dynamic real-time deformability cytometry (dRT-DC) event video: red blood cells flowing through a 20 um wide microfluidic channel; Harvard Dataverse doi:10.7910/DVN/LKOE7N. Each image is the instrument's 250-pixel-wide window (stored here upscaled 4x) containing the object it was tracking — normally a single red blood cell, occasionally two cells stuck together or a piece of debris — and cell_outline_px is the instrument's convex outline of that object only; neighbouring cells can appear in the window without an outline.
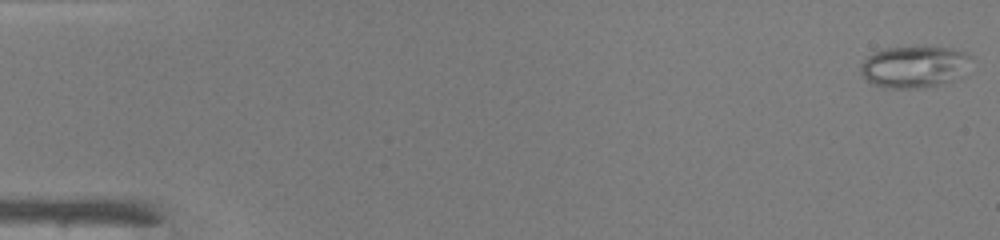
{"species": "common noctule bat (a hibernating species)", "species_latin": "Nyctalus noctula", "temperature_condition": "warm", "stored_images_in_passage": 48, "camera_frame_rate_fps": 3000, "um_per_image_px": 0.085, "animal": {"sex": "male", "body_mass_g": 19.0, "forearm_length_mm": 50.8}, "frame": {"image": 1, "passage_image": 1, "time_ms": 0.0, "image_size_px": [1000, 240], "cell_outline_px": [[972, 56], [964, 76], [952, 80], [920, 88], [884, 88], [872, 84], [860, 72], [860, 64], [872, 52], [884, 48], [952, 48], [964, 52]], "centroid_in_image_um": [77.7, 5.68], "position_along_channel_um": 7.3, "area_um2": 26.7}}
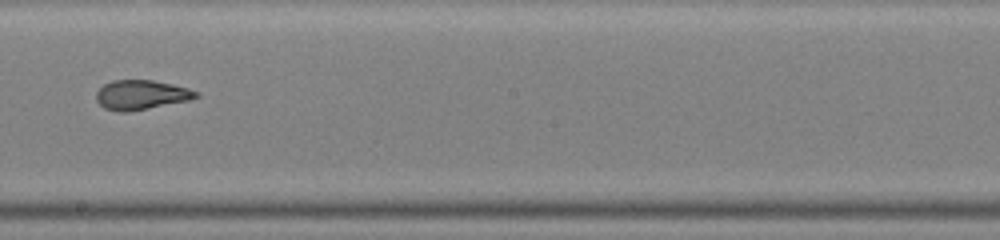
{"frame": {"image": 2, "passage_image": 28, "time_ms": 9.0, "image_size_px": [1000, 240], "cell_outline_px": [[200, 96], [188, 100], [148, 108], [124, 112], [120, 112], [104, 108], [96, 100], [96, 92], [104, 84], [112, 80], [152, 80], [172, 84], [188, 88], [200, 92]], "centroid_in_image_um": [12.0, 8.05], "position_along_channel_um": 236.2, "area_um2": 17.05}}
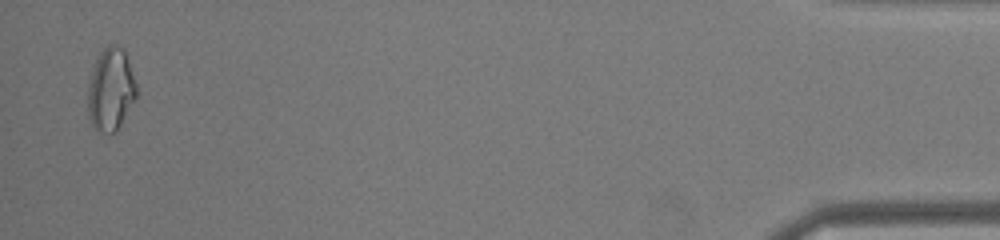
{"frame": {"image": 3, "passage_image": 47, "time_ms": 15.333, "image_size_px": [1000, 240], "cell_outline_px": [[136, 96], [116, 132], [100, 132], [92, 128], [88, 116], [88, 84], [92, 68], [100, 52], [108, 44], [116, 44], [124, 48], [136, 84]], "centroid_in_image_um": [9.39, 7.6], "position_along_channel_um": 425.8, "area_um2": 23.41}, "authors_computed_cell_mechanics": {"area_um2": 19.4786, "velocity_mm_per_s": 4.2804, "shape_relaxation_time_tau1_ms": null, "shape_relaxation_time_tau2_ms": 0.7397, "deformation_change_tau1": null, "deformation_change_tau2": 0.0709}}